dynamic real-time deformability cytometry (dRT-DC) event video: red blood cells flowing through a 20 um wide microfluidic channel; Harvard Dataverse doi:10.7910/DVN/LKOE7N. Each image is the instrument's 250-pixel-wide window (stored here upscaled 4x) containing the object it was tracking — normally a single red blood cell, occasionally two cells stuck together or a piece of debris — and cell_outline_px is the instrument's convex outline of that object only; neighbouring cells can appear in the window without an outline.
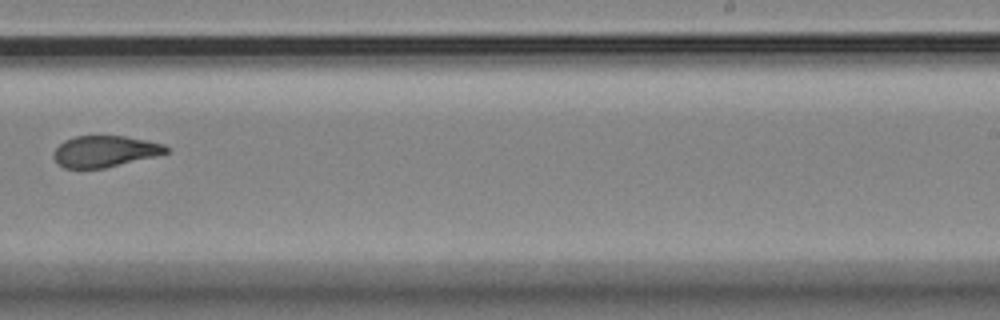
{"species": "Egyptian fruit bat (a non-hibernating species)", "species_latin": "Rousettus aegyptiacus", "temperature_condition": "room temperature", "stored_images_in_passage": 16, "camera_frame_rate_fps": 3000, "um_per_image_px": 0.085, "animal": {"sex": "female"}, "frame": {"image": 1, "passage_image": 10, "time_ms": 11.333, "image_size_px": [1000, 320], "cell_outline_px": [[168, 152], [156, 156], [104, 168], [64, 168], [52, 156], [52, 152], [64, 140], [76, 136], [124, 136], [164, 144], [168, 148]], "centroid_in_image_um": [8.89, 12.86], "position_along_channel_um": 280.1, "area_um2": 20.35}}
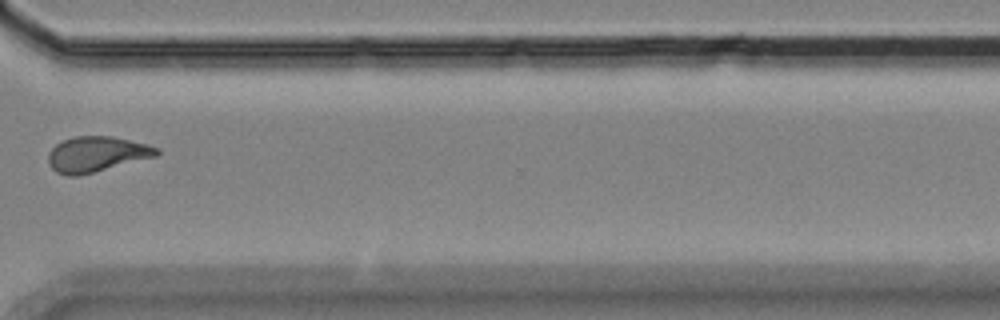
{"frame": {"image": 2, "passage_image": 12, "time_ms": 13.667, "image_size_px": [1000, 320], "cell_outline_px": [[160, 152], [156, 156], [80, 176], [68, 176], [56, 172], [52, 168], [48, 160], [48, 152], [56, 144], [64, 140], [76, 136], [112, 136], [148, 144], [160, 148]], "centroid_in_image_um": [8.22, 13.11], "position_along_channel_um": 362.4, "area_um2": 22.43}}
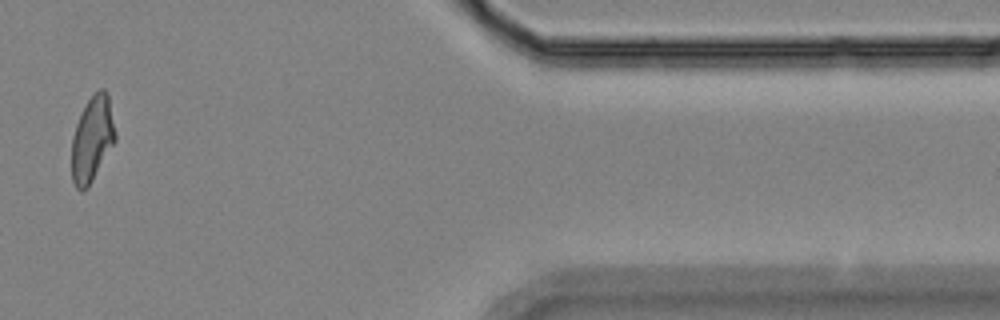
{"frame": {"image": 3, "passage_image": 14, "time_ms": 16.0, "image_size_px": [1000, 320], "cell_outline_px": [[116, 140], [92, 180], [80, 192], [76, 188], [72, 180], [72, 136], [76, 124], [88, 100], [100, 88], [104, 88], [108, 92], [116, 136]], "centroid_in_image_um": [7.84, 11.79], "position_along_channel_um": 403.6, "area_um2": 21.33}, "authors_computed_cell_mechanics": {"area_um2": 21.8773, "velocity_mm_per_s": 3.5256, "shape_relaxation_time_tau1_ms": null, "shape_relaxation_time_tau2_ms": 2.163, "deformation_change_tau1": null, "deformation_change_tau2": 0.0731}}